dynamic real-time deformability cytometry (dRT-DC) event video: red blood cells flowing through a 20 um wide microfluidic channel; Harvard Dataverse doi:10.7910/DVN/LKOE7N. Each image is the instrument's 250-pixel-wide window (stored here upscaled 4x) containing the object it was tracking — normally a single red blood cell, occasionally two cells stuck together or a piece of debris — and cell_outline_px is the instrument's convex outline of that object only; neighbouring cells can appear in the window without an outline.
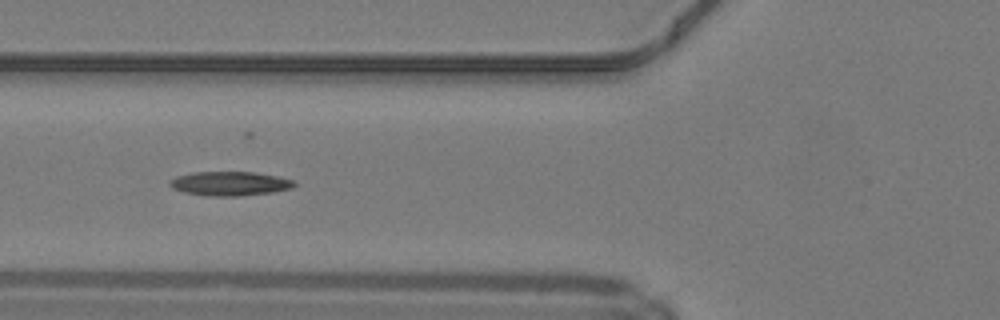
{"species": "common noctule bat (a hibernating species)", "species_latin": "Nyctalus noctula", "temperature_condition": "warm", "stored_images_in_passage": 29, "camera_frame_rate_fps": 3000, "um_per_image_px": 0.085, "animal": {"sex": "male", "body_mass_g": 19.2, "forearm_length_mm": 51.8}, "frame": {"image": 1, "passage_image": 5, "time_ms": 1.333, "image_size_px": [1000, 320], "cell_outline_px": [[296, 184], [292, 188], [272, 192], [240, 196], [208, 196], [184, 192], [172, 188], [168, 184], [168, 180], [176, 176], [192, 172], [252, 172], [276, 176], [292, 180]], "centroid_in_image_um": [19.48, 15.6], "position_along_channel_um": 106.3, "area_um2": 17.51}, "authors_computed_cell_mechanics": {"area_um2": 17.1088, "velocity_mm_per_s": 4.22, "shape_relaxation_time_tau1_ms": 9.1336, "shape_relaxation_time_tau2_ms": null, "deformation_change_tau1": 0.2434, "deformation_change_tau2": null}}